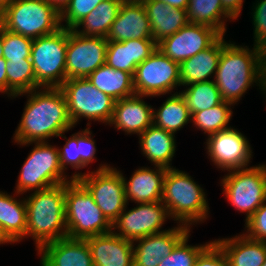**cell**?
<instances>
[{"instance_id":"e575fe53","label":"cell","mask_w":266,"mask_h":266,"mask_svg":"<svg viewBox=\"0 0 266 266\" xmlns=\"http://www.w3.org/2000/svg\"><path fill=\"white\" fill-rule=\"evenodd\" d=\"M7 97L37 89L31 60H10L6 66Z\"/></svg>"},{"instance_id":"8fae6325","label":"cell","mask_w":266,"mask_h":266,"mask_svg":"<svg viewBox=\"0 0 266 266\" xmlns=\"http://www.w3.org/2000/svg\"><path fill=\"white\" fill-rule=\"evenodd\" d=\"M121 172L116 167L104 163L95 171H87L86 175L78 179L111 224L128 205Z\"/></svg>"},{"instance_id":"f6af8a7d","label":"cell","mask_w":266,"mask_h":266,"mask_svg":"<svg viewBox=\"0 0 266 266\" xmlns=\"http://www.w3.org/2000/svg\"><path fill=\"white\" fill-rule=\"evenodd\" d=\"M261 78L266 85V39L258 46Z\"/></svg>"},{"instance_id":"f5cc1de1","label":"cell","mask_w":266,"mask_h":266,"mask_svg":"<svg viewBox=\"0 0 266 266\" xmlns=\"http://www.w3.org/2000/svg\"><path fill=\"white\" fill-rule=\"evenodd\" d=\"M0 58H3L2 25L0 24Z\"/></svg>"},{"instance_id":"52a82bcc","label":"cell","mask_w":266,"mask_h":266,"mask_svg":"<svg viewBox=\"0 0 266 266\" xmlns=\"http://www.w3.org/2000/svg\"><path fill=\"white\" fill-rule=\"evenodd\" d=\"M0 24L8 31L31 39L61 28L60 13L44 0H9Z\"/></svg>"},{"instance_id":"681fc988","label":"cell","mask_w":266,"mask_h":266,"mask_svg":"<svg viewBox=\"0 0 266 266\" xmlns=\"http://www.w3.org/2000/svg\"><path fill=\"white\" fill-rule=\"evenodd\" d=\"M9 0H0V22L4 19Z\"/></svg>"},{"instance_id":"4dcf8cb0","label":"cell","mask_w":266,"mask_h":266,"mask_svg":"<svg viewBox=\"0 0 266 266\" xmlns=\"http://www.w3.org/2000/svg\"><path fill=\"white\" fill-rule=\"evenodd\" d=\"M186 11L189 23L211 27L220 35L226 34L225 23L235 20L224 9L221 0H189Z\"/></svg>"},{"instance_id":"d4e9b609","label":"cell","mask_w":266,"mask_h":266,"mask_svg":"<svg viewBox=\"0 0 266 266\" xmlns=\"http://www.w3.org/2000/svg\"><path fill=\"white\" fill-rule=\"evenodd\" d=\"M143 5L156 43L189 23L186 9L170 7L160 0H146Z\"/></svg>"},{"instance_id":"ac0fdd59","label":"cell","mask_w":266,"mask_h":266,"mask_svg":"<svg viewBox=\"0 0 266 266\" xmlns=\"http://www.w3.org/2000/svg\"><path fill=\"white\" fill-rule=\"evenodd\" d=\"M148 96L134 94L116 100L109 126L125 132V135L139 136L153 124V107L144 101Z\"/></svg>"},{"instance_id":"277c9868","label":"cell","mask_w":266,"mask_h":266,"mask_svg":"<svg viewBox=\"0 0 266 266\" xmlns=\"http://www.w3.org/2000/svg\"><path fill=\"white\" fill-rule=\"evenodd\" d=\"M206 197L203 187L189 173L176 167L167 169L161 201L174 223L190 229L204 223L210 210Z\"/></svg>"},{"instance_id":"5b68a950","label":"cell","mask_w":266,"mask_h":266,"mask_svg":"<svg viewBox=\"0 0 266 266\" xmlns=\"http://www.w3.org/2000/svg\"><path fill=\"white\" fill-rule=\"evenodd\" d=\"M65 220L67 237L73 239H86L112 231V224L78 180L66 183Z\"/></svg>"},{"instance_id":"7c38bea8","label":"cell","mask_w":266,"mask_h":266,"mask_svg":"<svg viewBox=\"0 0 266 266\" xmlns=\"http://www.w3.org/2000/svg\"><path fill=\"white\" fill-rule=\"evenodd\" d=\"M135 93L148 97L172 94L181 87L179 63L156 49L136 67L133 75Z\"/></svg>"},{"instance_id":"484cf974","label":"cell","mask_w":266,"mask_h":266,"mask_svg":"<svg viewBox=\"0 0 266 266\" xmlns=\"http://www.w3.org/2000/svg\"><path fill=\"white\" fill-rule=\"evenodd\" d=\"M222 53V35L207 49L179 64L181 86L214 79Z\"/></svg>"},{"instance_id":"f35d334b","label":"cell","mask_w":266,"mask_h":266,"mask_svg":"<svg viewBox=\"0 0 266 266\" xmlns=\"http://www.w3.org/2000/svg\"><path fill=\"white\" fill-rule=\"evenodd\" d=\"M103 0H70L69 4L60 13L61 27L73 29ZM64 22V23H63Z\"/></svg>"},{"instance_id":"816d5d0a","label":"cell","mask_w":266,"mask_h":266,"mask_svg":"<svg viewBox=\"0 0 266 266\" xmlns=\"http://www.w3.org/2000/svg\"><path fill=\"white\" fill-rule=\"evenodd\" d=\"M121 4H143L146 0H119Z\"/></svg>"},{"instance_id":"836d02e7","label":"cell","mask_w":266,"mask_h":266,"mask_svg":"<svg viewBox=\"0 0 266 266\" xmlns=\"http://www.w3.org/2000/svg\"><path fill=\"white\" fill-rule=\"evenodd\" d=\"M234 105L223 101L208 110H202L191 115V122L198 130L207 133V137L219 131L230 128Z\"/></svg>"},{"instance_id":"30bf717a","label":"cell","mask_w":266,"mask_h":266,"mask_svg":"<svg viewBox=\"0 0 266 266\" xmlns=\"http://www.w3.org/2000/svg\"><path fill=\"white\" fill-rule=\"evenodd\" d=\"M227 172L220 180L223 195L236 210L246 214L247 222L266 200V164Z\"/></svg>"},{"instance_id":"ab89813d","label":"cell","mask_w":266,"mask_h":266,"mask_svg":"<svg viewBox=\"0 0 266 266\" xmlns=\"http://www.w3.org/2000/svg\"><path fill=\"white\" fill-rule=\"evenodd\" d=\"M244 226L247 230L244 234L248 238L266 242V200L245 222Z\"/></svg>"},{"instance_id":"8992f818","label":"cell","mask_w":266,"mask_h":266,"mask_svg":"<svg viewBox=\"0 0 266 266\" xmlns=\"http://www.w3.org/2000/svg\"><path fill=\"white\" fill-rule=\"evenodd\" d=\"M25 159L14 190L21 196L27 191H40L72 181L61 168L58 147L49 142H34Z\"/></svg>"},{"instance_id":"6da1fadb","label":"cell","mask_w":266,"mask_h":266,"mask_svg":"<svg viewBox=\"0 0 266 266\" xmlns=\"http://www.w3.org/2000/svg\"><path fill=\"white\" fill-rule=\"evenodd\" d=\"M23 95H27V101L14 131V143L30 146L34 142H48L50 138H57L75 127L61 88L40 87L12 96L11 99Z\"/></svg>"},{"instance_id":"4316f807","label":"cell","mask_w":266,"mask_h":266,"mask_svg":"<svg viewBox=\"0 0 266 266\" xmlns=\"http://www.w3.org/2000/svg\"><path fill=\"white\" fill-rule=\"evenodd\" d=\"M214 241L227 256L229 266H262L265 261L266 242L252 240L244 232Z\"/></svg>"},{"instance_id":"8d00e7d4","label":"cell","mask_w":266,"mask_h":266,"mask_svg":"<svg viewBox=\"0 0 266 266\" xmlns=\"http://www.w3.org/2000/svg\"><path fill=\"white\" fill-rule=\"evenodd\" d=\"M33 39L8 31L2 26L3 58L10 60H31Z\"/></svg>"},{"instance_id":"83f0119b","label":"cell","mask_w":266,"mask_h":266,"mask_svg":"<svg viewBox=\"0 0 266 266\" xmlns=\"http://www.w3.org/2000/svg\"><path fill=\"white\" fill-rule=\"evenodd\" d=\"M13 195L0 191V225L7 237L18 243L26 238L27 209L25 197L17 199V192Z\"/></svg>"},{"instance_id":"cb8c5ba5","label":"cell","mask_w":266,"mask_h":266,"mask_svg":"<svg viewBox=\"0 0 266 266\" xmlns=\"http://www.w3.org/2000/svg\"><path fill=\"white\" fill-rule=\"evenodd\" d=\"M138 137L143 156L153 166H161L166 169L173 168L171 162L177 151L174 134L152 124Z\"/></svg>"},{"instance_id":"9a60e30c","label":"cell","mask_w":266,"mask_h":266,"mask_svg":"<svg viewBox=\"0 0 266 266\" xmlns=\"http://www.w3.org/2000/svg\"><path fill=\"white\" fill-rule=\"evenodd\" d=\"M107 38L83 36L68 29L66 80L87 78L106 62Z\"/></svg>"},{"instance_id":"f907efd6","label":"cell","mask_w":266,"mask_h":266,"mask_svg":"<svg viewBox=\"0 0 266 266\" xmlns=\"http://www.w3.org/2000/svg\"><path fill=\"white\" fill-rule=\"evenodd\" d=\"M14 244L8 237L7 235L4 233V231L2 230L1 228V225H0V245H3V244Z\"/></svg>"},{"instance_id":"f1b7e54d","label":"cell","mask_w":266,"mask_h":266,"mask_svg":"<svg viewBox=\"0 0 266 266\" xmlns=\"http://www.w3.org/2000/svg\"><path fill=\"white\" fill-rule=\"evenodd\" d=\"M87 78L98 90L110 95L114 100L136 94L133 76L125 71L113 69L106 63L98 67Z\"/></svg>"},{"instance_id":"9c48e42d","label":"cell","mask_w":266,"mask_h":266,"mask_svg":"<svg viewBox=\"0 0 266 266\" xmlns=\"http://www.w3.org/2000/svg\"><path fill=\"white\" fill-rule=\"evenodd\" d=\"M68 107V113L74 126L82 118L91 122L109 124L114 110L115 101L110 95L98 90L88 78L67 79L62 85Z\"/></svg>"},{"instance_id":"4fadbf2b","label":"cell","mask_w":266,"mask_h":266,"mask_svg":"<svg viewBox=\"0 0 266 266\" xmlns=\"http://www.w3.org/2000/svg\"><path fill=\"white\" fill-rule=\"evenodd\" d=\"M112 224V231L122 238L134 242L137 239L160 233L162 226L170 219L162 201L137 203L136 207L127 209ZM117 230V231H116Z\"/></svg>"},{"instance_id":"f546056e","label":"cell","mask_w":266,"mask_h":266,"mask_svg":"<svg viewBox=\"0 0 266 266\" xmlns=\"http://www.w3.org/2000/svg\"><path fill=\"white\" fill-rule=\"evenodd\" d=\"M120 6L121 2L119 0H103L93 11L77 23L72 30L83 36L106 38L112 23L117 17Z\"/></svg>"},{"instance_id":"d590c367","label":"cell","mask_w":266,"mask_h":266,"mask_svg":"<svg viewBox=\"0 0 266 266\" xmlns=\"http://www.w3.org/2000/svg\"><path fill=\"white\" fill-rule=\"evenodd\" d=\"M189 231L174 247L168 257L161 260L158 266H194L199 254L212 242L205 244L189 245Z\"/></svg>"},{"instance_id":"ba28073f","label":"cell","mask_w":266,"mask_h":266,"mask_svg":"<svg viewBox=\"0 0 266 266\" xmlns=\"http://www.w3.org/2000/svg\"><path fill=\"white\" fill-rule=\"evenodd\" d=\"M68 29L33 39L30 59L37 88H60L66 81Z\"/></svg>"},{"instance_id":"b9f144b4","label":"cell","mask_w":266,"mask_h":266,"mask_svg":"<svg viewBox=\"0 0 266 266\" xmlns=\"http://www.w3.org/2000/svg\"><path fill=\"white\" fill-rule=\"evenodd\" d=\"M91 127H86L78 132L79 156L81 157V169L88 167L96 158V144L93 139ZM92 135V136H91Z\"/></svg>"},{"instance_id":"44dd1931","label":"cell","mask_w":266,"mask_h":266,"mask_svg":"<svg viewBox=\"0 0 266 266\" xmlns=\"http://www.w3.org/2000/svg\"><path fill=\"white\" fill-rule=\"evenodd\" d=\"M156 49L157 43L153 38L108 41L105 63L113 69L125 71L133 76L136 67Z\"/></svg>"},{"instance_id":"ffe728a7","label":"cell","mask_w":266,"mask_h":266,"mask_svg":"<svg viewBox=\"0 0 266 266\" xmlns=\"http://www.w3.org/2000/svg\"><path fill=\"white\" fill-rule=\"evenodd\" d=\"M141 167L131 175L127 181L123 176L125 197L127 204L129 202L136 203H151L162 200L164 178L167 169L161 166Z\"/></svg>"},{"instance_id":"1f68e13d","label":"cell","mask_w":266,"mask_h":266,"mask_svg":"<svg viewBox=\"0 0 266 266\" xmlns=\"http://www.w3.org/2000/svg\"><path fill=\"white\" fill-rule=\"evenodd\" d=\"M191 122V113L179 92H173L156 110L153 108V125L175 135Z\"/></svg>"},{"instance_id":"db71d44e","label":"cell","mask_w":266,"mask_h":266,"mask_svg":"<svg viewBox=\"0 0 266 266\" xmlns=\"http://www.w3.org/2000/svg\"><path fill=\"white\" fill-rule=\"evenodd\" d=\"M262 266H266V258H265V261H264V263H263V265Z\"/></svg>"},{"instance_id":"7a4b0ae2","label":"cell","mask_w":266,"mask_h":266,"mask_svg":"<svg viewBox=\"0 0 266 266\" xmlns=\"http://www.w3.org/2000/svg\"><path fill=\"white\" fill-rule=\"evenodd\" d=\"M224 36L222 35V53L213 79L222 99L235 105L255 84L266 98V85L260 74L258 47L253 45L250 49L249 46L236 45L233 41H225Z\"/></svg>"},{"instance_id":"74e56055","label":"cell","mask_w":266,"mask_h":266,"mask_svg":"<svg viewBox=\"0 0 266 266\" xmlns=\"http://www.w3.org/2000/svg\"><path fill=\"white\" fill-rule=\"evenodd\" d=\"M63 132L59 137H63L66 141L63 148L58 147V154L60 156V164L64 173L68 168V165L75 169V172L71 174L70 178L72 180H78L87 173L76 172L81 170V157L79 156V146H78V132L73 133L69 138H67ZM60 148V149H59Z\"/></svg>"},{"instance_id":"2e32d148","label":"cell","mask_w":266,"mask_h":266,"mask_svg":"<svg viewBox=\"0 0 266 266\" xmlns=\"http://www.w3.org/2000/svg\"><path fill=\"white\" fill-rule=\"evenodd\" d=\"M221 35L213 28L188 23L157 43V49L172 61L181 63L210 47Z\"/></svg>"},{"instance_id":"c3c4849f","label":"cell","mask_w":266,"mask_h":266,"mask_svg":"<svg viewBox=\"0 0 266 266\" xmlns=\"http://www.w3.org/2000/svg\"><path fill=\"white\" fill-rule=\"evenodd\" d=\"M44 1L51 4L59 13H61L70 2V0H44Z\"/></svg>"},{"instance_id":"7402d4cb","label":"cell","mask_w":266,"mask_h":266,"mask_svg":"<svg viewBox=\"0 0 266 266\" xmlns=\"http://www.w3.org/2000/svg\"><path fill=\"white\" fill-rule=\"evenodd\" d=\"M94 266H133V242L113 231L86 238Z\"/></svg>"},{"instance_id":"d6986e66","label":"cell","mask_w":266,"mask_h":266,"mask_svg":"<svg viewBox=\"0 0 266 266\" xmlns=\"http://www.w3.org/2000/svg\"><path fill=\"white\" fill-rule=\"evenodd\" d=\"M37 254L41 266H94L86 239H58L43 245Z\"/></svg>"},{"instance_id":"7dc6e473","label":"cell","mask_w":266,"mask_h":266,"mask_svg":"<svg viewBox=\"0 0 266 266\" xmlns=\"http://www.w3.org/2000/svg\"><path fill=\"white\" fill-rule=\"evenodd\" d=\"M170 7H177L180 9H187L189 0H160Z\"/></svg>"},{"instance_id":"ee69618b","label":"cell","mask_w":266,"mask_h":266,"mask_svg":"<svg viewBox=\"0 0 266 266\" xmlns=\"http://www.w3.org/2000/svg\"><path fill=\"white\" fill-rule=\"evenodd\" d=\"M224 9L235 19L241 15L244 0H221Z\"/></svg>"},{"instance_id":"5bb4252c","label":"cell","mask_w":266,"mask_h":266,"mask_svg":"<svg viewBox=\"0 0 266 266\" xmlns=\"http://www.w3.org/2000/svg\"><path fill=\"white\" fill-rule=\"evenodd\" d=\"M204 143L208 158L222 171L248 167L252 159V147L247 137L234 127L208 136Z\"/></svg>"},{"instance_id":"60d3db41","label":"cell","mask_w":266,"mask_h":266,"mask_svg":"<svg viewBox=\"0 0 266 266\" xmlns=\"http://www.w3.org/2000/svg\"><path fill=\"white\" fill-rule=\"evenodd\" d=\"M252 5L253 45L258 46L266 39V0H256Z\"/></svg>"},{"instance_id":"3957f363","label":"cell","mask_w":266,"mask_h":266,"mask_svg":"<svg viewBox=\"0 0 266 266\" xmlns=\"http://www.w3.org/2000/svg\"><path fill=\"white\" fill-rule=\"evenodd\" d=\"M66 183L58 184L27 195L26 238L35 242V250L43 245L67 237L65 220Z\"/></svg>"},{"instance_id":"d6a6232c","label":"cell","mask_w":266,"mask_h":266,"mask_svg":"<svg viewBox=\"0 0 266 266\" xmlns=\"http://www.w3.org/2000/svg\"><path fill=\"white\" fill-rule=\"evenodd\" d=\"M184 88L185 90L179 93L183 97L191 115L202 110H208L224 101L213 80L193 83L184 86Z\"/></svg>"},{"instance_id":"603a6c76","label":"cell","mask_w":266,"mask_h":266,"mask_svg":"<svg viewBox=\"0 0 266 266\" xmlns=\"http://www.w3.org/2000/svg\"><path fill=\"white\" fill-rule=\"evenodd\" d=\"M107 41L153 38L150 21L143 4H121Z\"/></svg>"},{"instance_id":"e0dca14e","label":"cell","mask_w":266,"mask_h":266,"mask_svg":"<svg viewBox=\"0 0 266 266\" xmlns=\"http://www.w3.org/2000/svg\"><path fill=\"white\" fill-rule=\"evenodd\" d=\"M190 230L185 225L177 224L166 231L135 240L133 242V266H158Z\"/></svg>"},{"instance_id":"7bdbcfd3","label":"cell","mask_w":266,"mask_h":266,"mask_svg":"<svg viewBox=\"0 0 266 266\" xmlns=\"http://www.w3.org/2000/svg\"><path fill=\"white\" fill-rule=\"evenodd\" d=\"M194 266H229L228 258L213 240L197 257Z\"/></svg>"},{"instance_id":"bcb514c9","label":"cell","mask_w":266,"mask_h":266,"mask_svg":"<svg viewBox=\"0 0 266 266\" xmlns=\"http://www.w3.org/2000/svg\"><path fill=\"white\" fill-rule=\"evenodd\" d=\"M7 61L0 58V93L7 94Z\"/></svg>"}]
</instances>
